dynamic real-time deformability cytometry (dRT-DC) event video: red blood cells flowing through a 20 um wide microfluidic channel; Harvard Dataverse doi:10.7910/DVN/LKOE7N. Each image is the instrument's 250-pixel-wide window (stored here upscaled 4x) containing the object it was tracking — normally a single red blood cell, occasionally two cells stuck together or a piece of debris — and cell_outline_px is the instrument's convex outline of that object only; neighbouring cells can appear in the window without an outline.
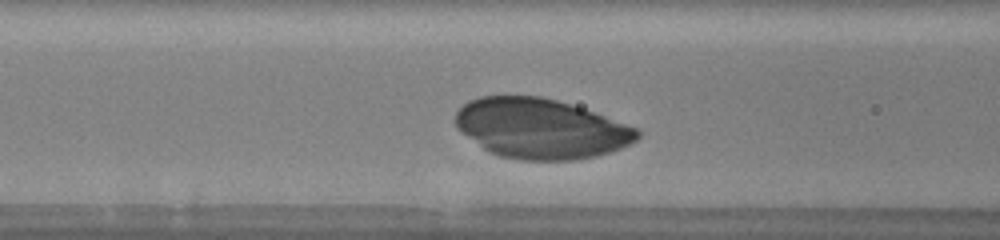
{"species": "human", "species_latin": "Homo sapiens", "temperature_condition": "warm", "stored_images_in_passage": 35, "camera_frame_rate_fps": 3000, "um_per_image_px": 0.085, "donor": {"sex": "male"}, "frame": {"image": 1, "passage_image": 12, "time_ms": 3.667, "image_size_px": [1000, 240], "cell_outline_px": [[640, 136], [636, 140], [620, 148], [596, 156], [576, 160], [520, 160], [500, 156], [484, 148], [456, 128], [456, 112], [468, 100], [480, 96], [540, 96], [556, 100], [604, 116], [636, 128], [640, 132]], "centroid_in_image_um": [45.93, 10.93], "position_along_channel_um": 120.7, "area_um2": 62.83}}